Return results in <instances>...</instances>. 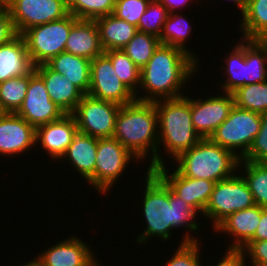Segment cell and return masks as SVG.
<instances>
[{
	"mask_svg": "<svg viewBox=\"0 0 267 266\" xmlns=\"http://www.w3.org/2000/svg\"><path fill=\"white\" fill-rule=\"evenodd\" d=\"M146 174L142 211L147 226L137 236V243L146 244L149 238L156 236L168 241L174 228L184 226L190 232L183 234L180 244L199 241L190 234L199 232V223L194 220L200 213L178 197L154 171L147 170Z\"/></svg>",
	"mask_w": 267,
	"mask_h": 266,
	"instance_id": "cell-1",
	"label": "cell"
},
{
	"mask_svg": "<svg viewBox=\"0 0 267 266\" xmlns=\"http://www.w3.org/2000/svg\"><path fill=\"white\" fill-rule=\"evenodd\" d=\"M198 64L183 50L160 44L141 69L139 91L143 90L141 93L145 95L135 96L136 100L155 102L184 96L181 90L185 89L187 80L196 74Z\"/></svg>",
	"mask_w": 267,
	"mask_h": 266,
	"instance_id": "cell-2",
	"label": "cell"
},
{
	"mask_svg": "<svg viewBox=\"0 0 267 266\" xmlns=\"http://www.w3.org/2000/svg\"><path fill=\"white\" fill-rule=\"evenodd\" d=\"M113 137L141 162L150 152L147 170L157 168L158 115L154 102L135 100L121 106Z\"/></svg>",
	"mask_w": 267,
	"mask_h": 266,
	"instance_id": "cell-3",
	"label": "cell"
},
{
	"mask_svg": "<svg viewBox=\"0 0 267 266\" xmlns=\"http://www.w3.org/2000/svg\"><path fill=\"white\" fill-rule=\"evenodd\" d=\"M182 96L154 102L158 115L157 167L166 161L159 154L160 145L175 159L183 152L195 146L202 138L193 128L191 115V97Z\"/></svg>",
	"mask_w": 267,
	"mask_h": 266,
	"instance_id": "cell-4",
	"label": "cell"
},
{
	"mask_svg": "<svg viewBox=\"0 0 267 266\" xmlns=\"http://www.w3.org/2000/svg\"><path fill=\"white\" fill-rule=\"evenodd\" d=\"M175 160L178 163L176 169L182 175L218 182L233 176L238 171L241 159L232 151L206 138L181 153Z\"/></svg>",
	"mask_w": 267,
	"mask_h": 266,
	"instance_id": "cell-5",
	"label": "cell"
},
{
	"mask_svg": "<svg viewBox=\"0 0 267 266\" xmlns=\"http://www.w3.org/2000/svg\"><path fill=\"white\" fill-rule=\"evenodd\" d=\"M260 127L261 114L234 105L227 119L216 128L209 139L242 159L250 149Z\"/></svg>",
	"mask_w": 267,
	"mask_h": 266,
	"instance_id": "cell-6",
	"label": "cell"
},
{
	"mask_svg": "<svg viewBox=\"0 0 267 266\" xmlns=\"http://www.w3.org/2000/svg\"><path fill=\"white\" fill-rule=\"evenodd\" d=\"M77 20L69 13L63 19L31 27L22 34L35 66L64 52L71 28Z\"/></svg>",
	"mask_w": 267,
	"mask_h": 266,
	"instance_id": "cell-7",
	"label": "cell"
},
{
	"mask_svg": "<svg viewBox=\"0 0 267 266\" xmlns=\"http://www.w3.org/2000/svg\"><path fill=\"white\" fill-rule=\"evenodd\" d=\"M255 205L252 193L243 177L236 172L233 176L215 183L203 217L210 218L215 229L224 219L234 212ZM214 226V227H213Z\"/></svg>",
	"mask_w": 267,
	"mask_h": 266,
	"instance_id": "cell-8",
	"label": "cell"
},
{
	"mask_svg": "<svg viewBox=\"0 0 267 266\" xmlns=\"http://www.w3.org/2000/svg\"><path fill=\"white\" fill-rule=\"evenodd\" d=\"M139 160L114 137L97 138L94 189L106 194L112 190L130 161Z\"/></svg>",
	"mask_w": 267,
	"mask_h": 266,
	"instance_id": "cell-9",
	"label": "cell"
},
{
	"mask_svg": "<svg viewBox=\"0 0 267 266\" xmlns=\"http://www.w3.org/2000/svg\"><path fill=\"white\" fill-rule=\"evenodd\" d=\"M120 108L116 103L85 94L71 114L79 132L96 138H106L114 135Z\"/></svg>",
	"mask_w": 267,
	"mask_h": 266,
	"instance_id": "cell-10",
	"label": "cell"
},
{
	"mask_svg": "<svg viewBox=\"0 0 267 266\" xmlns=\"http://www.w3.org/2000/svg\"><path fill=\"white\" fill-rule=\"evenodd\" d=\"M17 34L31 27L63 19L69 14L67 0H7Z\"/></svg>",
	"mask_w": 267,
	"mask_h": 266,
	"instance_id": "cell-11",
	"label": "cell"
},
{
	"mask_svg": "<svg viewBox=\"0 0 267 266\" xmlns=\"http://www.w3.org/2000/svg\"><path fill=\"white\" fill-rule=\"evenodd\" d=\"M88 95L120 106L136 100L135 94L116 75L113 64L105 53L91 60Z\"/></svg>",
	"mask_w": 267,
	"mask_h": 266,
	"instance_id": "cell-12",
	"label": "cell"
},
{
	"mask_svg": "<svg viewBox=\"0 0 267 266\" xmlns=\"http://www.w3.org/2000/svg\"><path fill=\"white\" fill-rule=\"evenodd\" d=\"M17 114L35 129L57 119L65 113L49 97L43 79L35 72L30 73L29 86Z\"/></svg>",
	"mask_w": 267,
	"mask_h": 266,
	"instance_id": "cell-13",
	"label": "cell"
},
{
	"mask_svg": "<svg viewBox=\"0 0 267 266\" xmlns=\"http://www.w3.org/2000/svg\"><path fill=\"white\" fill-rule=\"evenodd\" d=\"M210 96L205 99L191 98L193 128L202 139L210 138L228 117L234 106L232 93Z\"/></svg>",
	"mask_w": 267,
	"mask_h": 266,
	"instance_id": "cell-14",
	"label": "cell"
},
{
	"mask_svg": "<svg viewBox=\"0 0 267 266\" xmlns=\"http://www.w3.org/2000/svg\"><path fill=\"white\" fill-rule=\"evenodd\" d=\"M166 168L167 166L162 165L153 171L178 197L184 199L192 208L203 214L216 182L186 177L175 168L174 172L169 174L170 171Z\"/></svg>",
	"mask_w": 267,
	"mask_h": 266,
	"instance_id": "cell-15",
	"label": "cell"
},
{
	"mask_svg": "<svg viewBox=\"0 0 267 266\" xmlns=\"http://www.w3.org/2000/svg\"><path fill=\"white\" fill-rule=\"evenodd\" d=\"M36 129L17 113H5L0 118V155L26 153L35 144Z\"/></svg>",
	"mask_w": 267,
	"mask_h": 266,
	"instance_id": "cell-16",
	"label": "cell"
},
{
	"mask_svg": "<svg viewBox=\"0 0 267 266\" xmlns=\"http://www.w3.org/2000/svg\"><path fill=\"white\" fill-rule=\"evenodd\" d=\"M77 132L78 127L73 115L64 114L60 119L36 128L35 144H41L51 160H61Z\"/></svg>",
	"mask_w": 267,
	"mask_h": 266,
	"instance_id": "cell-17",
	"label": "cell"
},
{
	"mask_svg": "<svg viewBox=\"0 0 267 266\" xmlns=\"http://www.w3.org/2000/svg\"><path fill=\"white\" fill-rule=\"evenodd\" d=\"M90 248L89 244L73 235L44 250L37 257L45 266H90L96 260Z\"/></svg>",
	"mask_w": 267,
	"mask_h": 266,
	"instance_id": "cell-18",
	"label": "cell"
},
{
	"mask_svg": "<svg viewBox=\"0 0 267 266\" xmlns=\"http://www.w3.org/2000/svg\"><path fill=\"white\" fill-rule=\"evenodd\" d=\"M35 72L43 79L50 99L65 114H71L84 94L66 76L52 70L46 63L35 66Z\"/></svg>",
	"mask_w": 267,
	"mask_h": 266,
	"instance_id": "cell-19",
	"label": "cell"
},
{
	"mask_svg": "<svg viewBox=\"0 0 267 266\" xmlns=\"http://www.w3.org/2000/svg\"><path fill=\"white\" fill-rule=\"evenodd\" d=\"M35 69L27 51L25 39L18 34L0 45V83L14 77L26 76Z\"/></svg>",
	"mask_w": 267,
	"mask_h": 266,
	"instance_id": "cell-20",
	"label": "cell"
},
{
	"mask_svg": "<svg viewBox=\"0 0 267 266\" xmlns=\"http://www.w3.org/2000/svg\"><path fill=\"white\" fill-rule=\"evenodd\" d=\"M263 207H253L234 212L224 219L215 229L216 232L232 235L234 241L229 248H242L255 234Z\"/></svg>",
	"mask_w": 267,
	"mask_h": 266,
	"instance_id": "cell-21",
	"label": "cell"
},
{
	"mask_svg": "<svg viewBox=\"0 0 267 266\" xmlns=\"http://www.w3.org/2000/svg\"><path fill=\"white\" fill-rule=\"evenodd\" d=\"M97 153V138L77 132L66 153L61 157L70 162L82 178L94 187V169Z\"/></svg>",
	"mask_w": 267,
	"mask_h": 266,
	"instance_id": "cell-22",
	"label": "cell"
},
{
	"mask_svg": "<svg viewBox=\"0 0 267 266\" xmlns=\"http://www.w3.org/2000/svg\"><path fill=\"white\" fill-rule=\"evenodd\" d=\"M64 52L89 60L104 53L95 20L78 19L73 24Z\"/></svg>",
	"mask_w": 267,
	"mask_h": 266,
	"instance_id": "cell-23",
	"label": "cell"
},
{
	"mask_svg": "<svg viewBox=\"0 0 267 266\" xmlns=\"http://www.w3.org/2000/svg\"><path fill=\"white\" fill-rule=\"evenodd\" d=\"M52 70L66 76L84 95L90 87L91 60L62 52L46 63Z\"/></svg>",
	"mask_w": 267,
	"mask_h": 266,
	"instance_id": "cell-24",
	"label": "cell"
},
{
	"mask_svg": "<svg viewBox=\"0 0 267 266\" xmlns=\"http://www.w3.org/2000/svg\"><path fill=\"white\" fill-rule=\"evenodd\" d=\"M104 51L122 49L138 32L137 27L113 13L94 19Z\"/></svg>",
	"mask_w": 267,
	"mask_h": 266,
	"instance_id": "cell-25",
	"label": "cell"
},
{
	"mask_svg": "<svg viewBox=\"0 0 267 266\" xmlns=\"http://www.w3.org/2000/svg\"><path fill=\"white\" fill-rule=\"evenodd\" d=\"M267 40L245 39L244 85L267 81Z\"/></svg>",
	"mask_w": 267,
	"mask_h": 266,
	"instance_id": "cell-26",
	"label": "cell"
},
{
	"mask_svg": "<svg viewBox=\"0 0 267 266\" xmlns=\"http://www.w3.org/2000/svg\"><path fill=\"white\" fill-rule=\"evenodd\" d=\"M241 16L239 29L243 39L267 40V0H246Z\"/></svg>",
	"mask_w": 267,
	"mask_h": 266,
	"instance_id": "cell-27",
	"label": "cell"
},
{
	"mask_svg": "<svg viewBox=\"0 0 267 266\" xmlns=\"http://www.w3.org/2000/svg\"><path fill=\"white\" fill-rule=\"evenodd\" d=\"M192 29L189 21L181 13H169L159 36V42L160 44L170 45L183 50L198 62V56L196 57L190 49L186 48L187 45L185 44V42L187 43V38L191 36Z\"/></svg>",
	"mask_w": 267,
	"mask_h": 266,
	"instance_id": "cell-28",
	"label": "cell"
},
{
	"mask_svg": "<svg viewBox=\"0 0 267 266\" xmlns=\"http://www.w3.org/2000/svg\"><path fill=\"white\" fill-rule=\"evenodd\" d=\"M241 168L244 169V175L240 174L252 193L255 205L267 208V163L240 160L238 171Z\"/></svg>",
	"mask_w": 267,
	"mask_h": 266,
	"instance_id": "cell-29",
	"label": "cell"
},
{
	"mask_svg": "<svg viewBox=\"0 0 267 266\" xmlns=\"http://www.w3.org/2000/svg\"><path fill=\"white\" fill-rule=\"evenodd\" d=\"M242 40V41H241ZM239 39L241 43H236L230 55L225 58V69L223 74L227 78L221 88L225 93H232L241 86H244L245 78V39Z\"/></svg>",
	"mask_w": 267,
	"mask_h": 266,
	"instance_id": "cell-30",
	"label": "cell"
},
{
	"mask_svg": "<svg viewBox=\"0 0 267 266\" xmlns=\"http://www.w3.org/2000/svg\"><path fill=\"white\" fill-rule=\"evenodd\" d=\"M234 105L263 114L267 112V81L248 84L232 92Z\"/></svg>",
	"mask_w": 267,
	"mask_h": 266,
	"instance_id": "cell-31",
	"label": "cell"
},
{
	"mask_svg": "<svg viewBox=\"0 0 267 266\" xmlns=\"http://www.w3.org/2000/svg\"><path fill=\"white\" fill-rule=\"evenodd\" d=\"M30 73L0 83V103L6 113H17L29 86Z\"/></svg>",
	"mask_w": 267,
	"mask_h": 266,
	"instance_id": "cell-32",
	"label": "cell"
},
{
	"mask_svg": "<svg viewBox=\"0 0 267 266\" xmlns=\"http://www.w3.org/2000/svg\"><path fill=\"white\" fill-rule=\"evenodd\" d=\"M104 53L110 58L114 71L119 79L135 94L140 96L138 86L140 85L141 70L122 50H108Z\"/></svg>",
	"mask_w": 267,
	"mask_h": 266,
	"instance_id": "cell-33",
	"label": "cell"
},
{
	"mask_svg": "<svg viewBox=\"0 0 267 266\" xmlns=\"http://www.w3.org/2000/svg\"><path fill=\"white\" fill-rule=\"evenodd\" d=\"M159 45L160 42L157 36L138 31L122 50L141 70L148 63Z\"/></svg>",
	"mask_w": 267,
	"mask_h": 266,
	"instance_id": "cell-34",
	"label": "cell"
},
{
	"mask_svg": "<svg viewBox=\"0 0 267 266\" xmlns=\"http://www.w3.org/2000/svg\"><path fill=\"white\" fill-rule=\"evenodd\" d=\"M116 0H67L68 12L78 19L94 20L110 15Z\"/></svg>",
	"mask_w": 267,
	"mask_h": 266,
	"instance_id": "cell-35",
	"label": "cell"
},
{
	"mask_svg": "<svg viewBox=\"0 0 267 266\" xmlns=\"http://www.w3.org/2000/svg\"><path fill=\"white\" fill-rule=\"evenodd\" d=\"M168 15V10L161 2L158 0H151L145 13L139 19L137 30L159 38Z\"/></svg>",
	"mask_w": 267,
	"mask_h": 266,
	"instance_id": "cell-36",
	"label": "cell"
},
{
	"mask_svg": "<svg viewBox=\"0 0 267 266\" xmlns=\"http://www.w3.org/2000/svg\"><path fill=\"white\" fill-rule=\"evenodd\" d=\"M151 0H116L113 14L130 24L138 26Z\"/></svg>",
	"mask_w": 267,
	"mask_h": 266,
	"instance_id": "cell-37",
	"label": "cell"
},
{
	"mask_svg": "<svg viewBox=\"0 0 267 266\" xmlns=\"http://www.w3.org/2000/svg\"><path fill=\"white\" fill-rule=\"evenodd\" d=\"M200 242H187L184 244H179L176 252L171 259L167 261L165 266H203L201 261V257L199 251L200 250Z\"/></svg>",
	"mask_w": 267,
	"mask_h": 266,
	"instance_id": "cell-38",
	"label": "cell"
},
{
	"mask_svg": "<svg viewBox=\"0 0 267 266\" xmlns=\"http://www.w3.org/2000/svg\"><path fill=\"white\" fill-rule=\"evenodd\" d=\"M248 162L267 163V112L261 114V127L257 136L241 159Z\"/></svg>",
	"mask_w": 267,
	"mask_h": 266,
	"instance_id": "cell-39",
	"label": "cell"
},
{
	"mask_svg": "<svg viewBox=\"0 0 267 266\" xmlns=\"http://www.w3.org/2000/svg\"><path fill=\"white\" fill-rule=\"evenodd\" d=\"M242 249L251 266H267V240H249Z\"/></svg>",
	"mask_w": 267,
	"mask_h": 266,
	"instance_id": "cell-40",
	"label": "cell"
},
{
	"mask_svg": "<svg viewBox=\"0 0 267 266\" xmlns=\"http://www.w3.org/2000/svg\"><path fill=\"white\" fill-rule=\"evenodd\" d=\"M16 29L11 18V14L6 8L0 14V45L10 42L13 38L17 36Z\"/></svg>",
	"mask_w": 267,
	"mask_h": 266,
	"instance_id": "cell-41",
	"label": "cell"
},
{
	"mask_svg": "<svg viewBox=\"0 0 267 266\" xmlns=\"http://www.w3.org/2000/svg\"><path fill=\"white\" fill-rule=\"evenodd\" d=\"M248 259L242 248H229L225 251L223 257H221V261L215 266H248L246 265V260Z\"/></svg>",
	"mask_w": 267,
	"mask_h": 266,
	"instance_id": "cell-42",
	"label": "cell"
},
{
	"mask_svg": "<svg viewBox=\"0 0 267 266\" xmlns=\"http://www.w3.org/2000/svg\"><path fill=\"white\" fill-rule=\"evenodd\" d=\"M250 240H267V208H263L261 219L257 226L256 232Z\"/></svg>",
	"mask_w": 267,
	"mask_h": 266,
	"instance_id": "cell-43",
	"label": "cell"
},
{
	"mask_svg": "<svg viewBox=\"0 0 267 266\" xmlns=\"http://www.w3.org/2000/svg\"><path fill=\"white\" fill-rule=\"evenodd\" d=\"M158 1L161 2L166 7L169 13H173V12H178L176 11V9L179 10L181 8H185L186 4L191 0H158Z\"/></svg>",
	"mask_w": 267,
	"mask_h": 266,
	"instance_id": "cell-44",
	"label": "cell"
},
{
	"mask_svg": "<svg viewBox=\"0 0 267 266\" xmlns=\"http://www.w3.org/2000/svg\"><path fill=\"white\" fill-rule=\"evenodd\" d=\"M236 4L241 14L244 13L246 8V0H228Z\"/></svg>",
	"mask_w": 267,
	"mask_h": 266,
	"instance_id": "cell-45",
	"label": "cell"
},
{
	"mask_svg": "<svg viewBox=\"0 0 267 266\" xmlns=\"http://www.w3.org/2000/svg\"><path fill=\"white\" fill-rule=\"evenodd\" d=\"M20 266H45V265L37 257V258H34L33 260L29 261L28 263L26 262L25 264L20 265Z\"/></svg>",
	"mask_w": 267,
	"mask_h": 266,
	"instance_id": "cell-46",
	"label": "cell"
},
{
	"mask_svg": "<svg viewBox=\"0 0 267 266\" xmlns=\"http://www.w3.org/2000/svg\"><path fill=\"white\" fill-rule=\"evenodd\" d=\"M7 8V0H0V14Z\"/></svg>",
	"mask_w": 267,
	"mask_h": 266,
	"instance_id": "cell-47",
	"label": "cell"
},
{
	"mask_svg": "<svg viewBox=\"0 0 267 266\" xmlns=\"http://www.w3.org/2000/svg\"><path fill=\"white\" fill-rule=\"evenodd\" d=\"M5 110L2 108L1 103H0V118L5 114Z\"/></svg>",
	"mask_w": 267,
	"mask_h": 266,
	"instance_id": "cell-48",
	"label": "cell"
},
{
	"mask_svg": "<svg viewBox=\"0 0 267 266\" xmlns=\"http://www.w3.org/2000/svg\"><path fill=\"white\" fill-rule=\"evenodd\" d=\"M97 258L96 260L90 265V266H102V264L100 265V263L97 262Z\"/></svg>",
	"mask_w": 267,
	"mask_h": 266,
	"instance_id": "cell-49",
	"label": "cell"
}]
</instances>
